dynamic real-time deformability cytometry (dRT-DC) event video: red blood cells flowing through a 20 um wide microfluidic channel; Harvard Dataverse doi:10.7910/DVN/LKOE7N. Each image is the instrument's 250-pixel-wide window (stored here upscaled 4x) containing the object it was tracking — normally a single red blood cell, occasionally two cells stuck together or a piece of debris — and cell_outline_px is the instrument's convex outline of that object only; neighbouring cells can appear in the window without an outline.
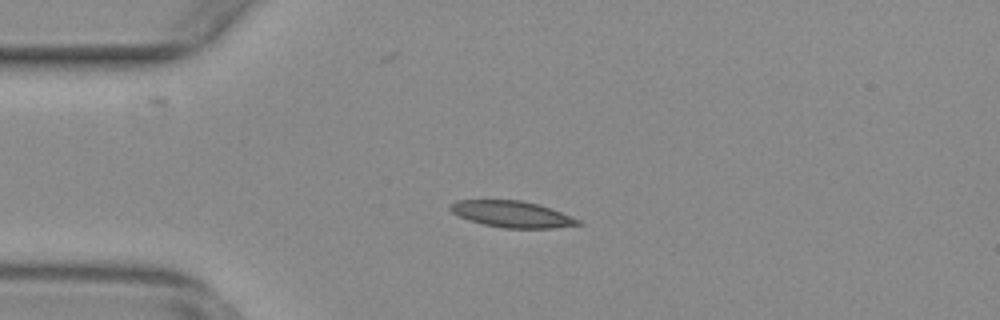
{"species": "common noctule bat (a hibernating species)", "species_latin": "Nyctalus noctula", "temperature_condition": "warm", "stored_images_in_passage": 45, "camera_frame_rate_fps": 3000, "um_per_image_px": 0.085, "animal": {"sex": "female", "body_mass_g": 29.2, "forearm_length_mm": 56.3}, "frame": {"image": 1, "passage_image": 4, "time_ms": 1.0, "image_size_px": [1000, 320], "cell_outline_px": [[584, 224], [552, 228], [504, 228], [484, 224], [468, 220], [452, 212], [448, 208], [448, 204], [456, 200], [520, 200], [540, 204], [580, 220]], "centroid_in_image_um": [43.49, 18.2], "position_along_channel_um": 41.5, "area_um2": 19.65}}
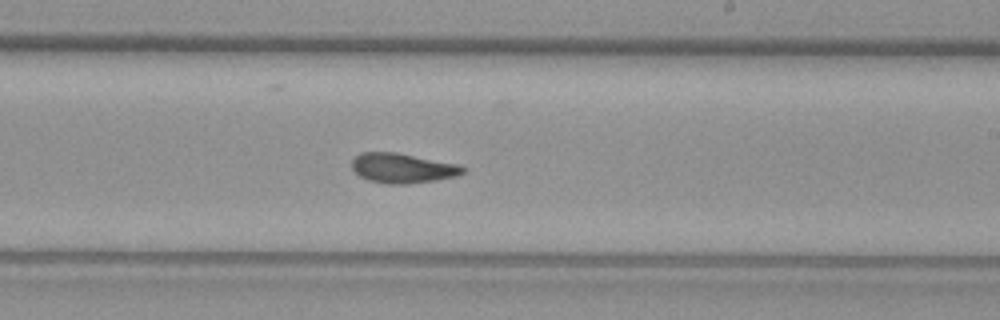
{"frame": {"image": 2, "passage_image": 23, "time_ms": 7.333, "image_size_px": [1000, 320], "cell_outline_px": [[468, 168], [464, 172], [456, 176], [436, 180], [408, 184], [384, 184], [368, 180], [360, 176], [352, 168], [352, 160], [360, 152], [396, 152], [460, 164]], "centroid_in_image_um": [34.24, 14.29], "position_along_channel_um": 254.8, "area_um2": 19.48}}
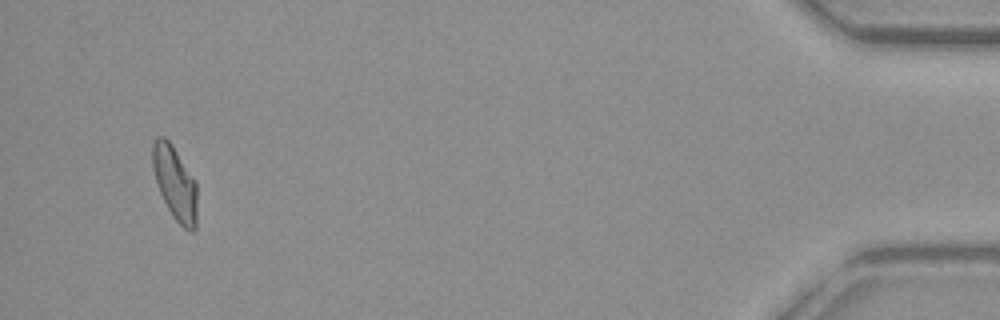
{"frame": {"image": 3, "passage_image": 43, "time_ms": 14.0, "image_size_px": [1000, 320], "cell_outline_px": [[196, 228], [192, 232], [184, 228], [172, 216], [156, 184], [152, 168], [152, 144], [156, 136], [164, 136], [168, 140], [196, 180]], "centroid_in_image_um": [14.85, 15.55], "position_along_channel_um": 420.3, "area_um2": 19.13}, "authors_computed_cell_mechanics": {"area_um2": 19.363, "velocity_mm_per_s": 3.7497, "shape_relaxation_time_tau1_ms": 11.067, "shape_relaxation_time_tau2_ms": 2.6144, "deformation_change_tau1": 0.2421, "deformation_change_tau2": 0.0931}}